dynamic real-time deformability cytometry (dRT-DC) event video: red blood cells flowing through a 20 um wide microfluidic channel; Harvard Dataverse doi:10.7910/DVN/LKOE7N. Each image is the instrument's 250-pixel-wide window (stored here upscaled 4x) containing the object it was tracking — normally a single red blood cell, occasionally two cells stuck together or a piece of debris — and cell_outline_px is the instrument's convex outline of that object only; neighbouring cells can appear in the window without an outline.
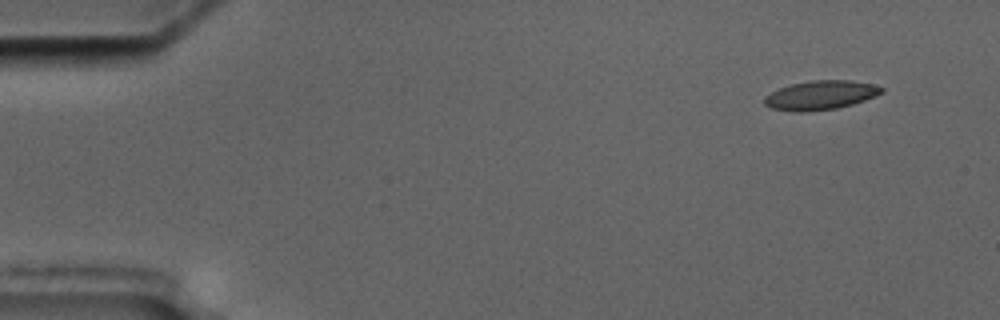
{"species": "common noctule bat (a hibernating species)", "species_latin": "Nyctalus noctula", "temperature_condition": "cold", "stored_images_in_passage": 4, "camera_frame_rate_fps": 3000, "um_per_image_px": 0.085, "animal": {"sex": "male", "body_mass_g": 17.5, "forearm_length_mm": 52.3}, "frame": {"image": 1, "passage_image": 1, "time_ms": 0.0, "image_size_px": [1000, 320], "cell_outline_px": [[884, 92], [876, 96], [852, 104], [836, 108], [804, 112], [792, 112], [772, 108], [764, 104], [764, 96], [780, 88], [792, 84], [812, 80], [852, 80], [872, 84], [884, 88]], "centroid_in_image_um": [69.76, 8.09], "position_along_channel_um": 15.2, "area_um2": 19.83}}